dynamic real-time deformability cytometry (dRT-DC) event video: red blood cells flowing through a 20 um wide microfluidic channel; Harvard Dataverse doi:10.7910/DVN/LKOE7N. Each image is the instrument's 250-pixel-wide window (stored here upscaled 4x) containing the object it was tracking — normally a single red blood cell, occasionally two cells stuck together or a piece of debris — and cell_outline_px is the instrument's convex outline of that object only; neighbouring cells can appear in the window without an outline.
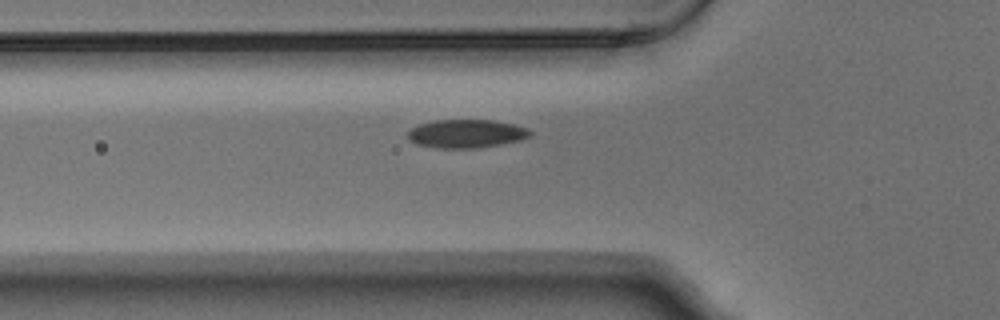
{"species": "Egyptian fruit bat (a non-hibernating species)", "species_latin": "Rousettus aegyptiacus", "temperature_condition": "warm", "stored_images_in_passage": 5, "camera_frame_rate_fps": 3000, "um_per_image_px": 0.085, "animal": {"sex": "male"}, "frame": {"image": 1, "passage_image": 5, "time_ms": 1.333, "image_size_px": [1000, 320], "cell_outline_px": [[532, 136], [520, 140], [500, 144], [472, 148], [440, 148], [420, 144], [408, 140], [408, 132], [412, 128], [420, 124], [436, 120], [492, 120], [516, 124], [528, 128], [532, 132]], "centroid_in_image_um": [39.69, 11.35], "position_along_channel_um": 86.1, "area_um2": 20.11}}